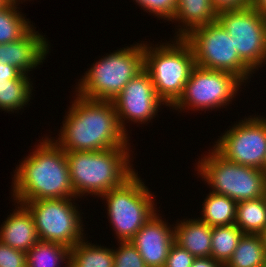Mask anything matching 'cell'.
I'll return each mask as SVG.
<instances>
[{"label":"cell","instance_id":"cell-3","mask_svg":"<svg viewBox=\"0 0 266 267\" xmlns=\"http://www.w3.org/2000/svg\"><path fill=\"white\" fill-rule=\"evenodd\" d=\"M130 147H118L100 151L66 152L70 180L76 197L92 195L100 197L117 188L130 178L135 170ZM87 193V194H85Z\"/></svg>","mask_w":266,"mask_h":267},{"label":"cell","instance_id":"cell-36","mask_svg":"<svg viewBox=\"0 0 266 267\" xmlns=\"http://www.w3.org/2000/svg\"><path fill=\"white\" fill-rule=\"evenodd\" d=\"M10 2L8 0H0V10L8 6Z\"/></svg>","mask_w":266,"mask_h":267},{"label":"cell","instance_id":"cell-21","mask_svg":"<svg viewBox=\"0 0 266 267\" xmlns=\"http://www.w3.org/2000/svg\"><path fill=\"white\" fill-rule=\"evenodd\" d=\"M224 267H266V252L258 234H243Z\"/></svg>","mask_w":266,"mask_h":267},{"label":"cell","instance_id":"cell-26","mask_svg":"<svg viewBox=\"0 0 266 267\" xmlns=\"http://www.w3.org/2000/svg\"><path fill=\"white\" fill-rule=\"evenodd\" d=\"M19 4L10 3L0 10V44L14 42L22 38L34 25L26 15L19 12Z\"/></svg>","mask_w":266,"mask_h":267},{"label":"cell","instance_id":"cell-11","mask_svg":"<svg viewBox=\"0 0 266 267\" xmlns=\"http://www.w3.org/2000/svg\"><path fill=\"white\" fill-rule=\"evenodd\" d=\"M217 21L234 39L240 59L255 73L266 64V18L252 7L224 11Z\"/></svg>","mask_w":266,"mask_h":267},{"label":"cell","instance_id":"cell-39","mask_svg":"<svg viewBox=\"0 0 266 267\" xmlns=\"http://www.w3.org/2000/svg\"><path fill=\"white\" fill-rule=\"evenodd\" d=\"M10 3H15V0H8Z\"/></svg>","mask_w":266,"mask_h":267},{"label":"cell","instance_id":"cell-37","mask_svg":"<svg viewBox=\"0 0 266 267\" xmlns=\"http://www.w3.org/2000/svg\"><path fill=\"white\" fill-rule=\"evenodd\" d=\"M262 171H263L264 174L266 175V156H265V159H264V162H263V168H262Z\"/></svg>","mask_w":266,"mask_h":267},{"label":"cell","instance_id":"cell-33","mask_svg":"<svg viewBox=\"0 0 266 267\" xmlns=\"http://www.w3.org/2000/svg\"><path fill=\"white\" fill-rule=\"evenodd\" d=\"M191 267H224V265L212 257H197L194 258Z\"/></svg>","mask_w":266,"mask_h":267},{"label":"cell","instance_id":"cell-15","mask_svg":"<svg viewBox=\"0 0 266 267\" xmlns=\"http://www.w3.org/2000/svg\"><path fill=\"white\" fill-rule=\"evenodd\" d=\"M45 35H41L32 27L22 38L0 44V63L10 64L28 75L36 66L43 64L49 53Z\"/></svg>","mask_w":266,"mask_h":267},{"label":"cell","instance_id":"cell-29","mask_svg":"<svg viewBox=\"0 0 266 267\" xmlns=\"http://www.w3.org/2000/svg\"><path fill=\"white\" fill-rule=\"evenodd\" d=\"M0 267H26V253L0 242Z\"/></svg>","mask_w":266,"mask_h":267},{"label":"cell","instance_id":"cell-31","mask_svg":"<svg viewBox=\"0 0 266 267\" xmlns=\"http://www.w3.org/2000/svg\"><path fill=\"white\" fill-rule=\"evenodd\" d=\"M217 14L224 11L242 10L251 7L252 0H211Z\"/></svg>","mask_w":266,"mask_h":267},{"label":"cell","instance_id":"cell-24","mask_svg":"<svg viewBox=\"0 0 266 267\" xmlns=\"http://www.w3.org/2000/svg\"><path fill=\"white\" fill-rule=\"evenodd\" d=\"M28 75L23 74L19 79L8 80L0 84V110L17 112L28 105L34 86Z\"/></svg>","mask_w":266,"mask_h":267},{"label":"cell","instance_id":"cell-30","mask_svg":"<svg viewBox=\"0 0 266 267\" xmlns=\"http://www.w3.org/2000/svg\"><path fill=\"white\" fill-rule=\"evenodd\" d=\"M194 256L175 242L171 245L164 267H191Z\"/></svg>","mask_w":266,"mask_h":267},{"label":"cell","instance_id":"cell-22","mask_svg":"<svg viewBox=\"0 0 266 267\" xmlns=\"http://www.w3.org/2000/svg\"><path fill=\"white\" fill-rule=\"evenodd\" d=\"M84 238L70 249L69 267H114L113 248L88 243Z\"/></svg>","mask_w":266,"mask_h":267},{"label":"cell","instance_id":"cell-1","mask_svg":"<svg viewBox=\"0 0 266 267\" xmlns=\"http://www.w3.org/2000/svg\"><path fill=\"white\" fill-rule=\"evenodd\" d=\"M76 96L64 117L59 137L53 139L65 152L131 147L129 133L121 129L112 101Z\"/></svg>","mask_w":266,"mask_h":267},{"label":"cell","instance_id":"cell-34","mask_svg":"<svg viewBox=\"0 0 266 267\" xmlns=\"http://www.w3.org/2000/svg\"><path fill=\"white\" fill-rule=\"evenodd\" d=\"M251 7L266 18V0H252Z\"/></svg>","mask_w":266,"mask_h":267},{"label":"cell","instance_id":"cell-35","mask_svg":"<svg viewBox=\"0 0 266 267\" xmlns=\"http://www.w3.org/2000/svg\"><path fill=\"white\" fill-rule=\"evenodd\" d=\"M260 236V239L262 241V245L264 247V250L266 252V228L258 234Z\"/></svg>","mask_w":266,"mask_h":267},{"label":"cell","instance_id":"cell-2","mask_svg":"<svg viewBox=\"0 0 266 267\" xmlns=\"http://www.w3.org/2000/svg\"><path fill=\"white\" fill-rule=\"evenodd\" d=\"M39 143L16 167L11 190L15 203L77 198L70 180L66 152L51 137L46 136Z\"/></svg>","mask_w":266,"mask_h":267},{"label":"cell","instance_id":"cell-16","mask_svg":"<svg viewBox=\"0 0 266 267\" xmlns=\"http://www.w3.org/2000/svg\"><path fill=\"white\" fill-rule=\"evenodd\" d=\"M17 206L0 227V242L26 253L39 238L29 210L23 204Z\"/></svg>","mask_w":266,"mask_h":267},{"label":"cell","instance_id":"cell-6","mask_svg":"<svg viewBox=\"0 0 266 267\" xmlns=\"http://www.w3.org/2000/svg\"><path fill=\"white\" fill-rule=\"evenodd\" d=\"M144 183L135 172L122 185L100 196L107 201V214L117 242L130 241L157 212L154 195Z\"/></svg>","mask_w":266,"mask_h":267},{"label":"cell","instance_id":"cell-18","mask_svg":"<svg viewBox=\"0 0 266 267\" xmlns=\"http://www.w3.org/2000/svg\"><path fill=\"white\" fill-rule=\"evenodd\" d=\"M211 0H177L176 13L171 22L178 25L174 38H184L195 28L217 21ZM180 21V22H179Z\"/></svg>","mask_w":266,"mask_h":267},{"label":"cell","instance_id":"cell-19","mask_svg":"<svg viewBox=\"0 0 266 267\" xmlns=\"http://www.w3.org/2000/svg\"><path fill=\"white\" fill-rule=\"evenodd\" d=\"M236 208L235 200L210 191L203 203V216L198 219L211 227L232 225L235 224Z\"/></svg>","mask_w":266,"mask_h":267},{"label":"cell","instance_id":"cell-27","mask_svg":"<svg viewBox=\"0 0 266 267\" xmlns=\"http://www.w3.org/2000/svg\"><path fill=\"white\" fill-rule=\"evenodd\" d=\"M118 243V250L113 249L114 267H147L138 250L130 241Z\"/></svg>","mask_w":266,"mask_h":267},{"label":"cell","instance_id":"cell-23","mask_svg":"<svg viewBox=\"0 0 266 267\" xmlns=\"http://www.w3.org/2000/svg\"><path fill=\"white\" fill-rule=\"evenodd\" d=\"M235 225L244 234H259L266 228L265 196L237 202Z\"/></svg>","mask_w":266,"mask_h":267},{"label":"cell","instance_id":"cell-38","mask_svg":"<svg viewBox=\"0 0 266 267\" xmlns=\"http://www.w3.org/2000/svg\"><path fill=\"white\" fill-rule=\"evenodd\" d=\"M24 2L26 1V0H23ZM20 2H22V0L20 1V0H15V3L17 4H20Z\"/></svg>","mask_w":266,"mask_h":267},{"label":"cell","instance_id":"cell-14","mask_svg":"<svg viewBox=\"0 0 266 267\" xmlns=\"http://www.w3.org/2000/svg\"><path fill=\"white\" fill-rule=\"evenodd\" d=\"M155 213L133 236L136 247L147 267H164L174 241V227Z\"/></svg>","mask_w":266,"mask_h":267},{"label":"cell","instance_id":"cell-32","mask_svg":"<svg viewBox=\"0 0 266 267\" xmlns=\"http://www.w3.org/2000/svg\"><path fill=\"white\" fill-rule=\"evenodd\" d=\"M23 73L10 64L0 63V84L8 83V80L19 79Z\"/></svg>","mask_w":266,"mask_h":267},{"label":"cell","instance_id":"cell-17","mask_svg":"<svg viewBox=\"0 0 266 267\" xmlns=\"http://www.w3.org/2000/svg\"><path fill=\"white\" fill-rule=\"evenodd\" d=\"M212 227L197 219H183L174 226V241L195 258L210 257Z\"/></svg>","mask_w":266,"mask_h":267},{"label":"cell","instance_id":"cell-9","mask_svg":"<svg viewBox=\"0 0 266 267\" xmlns=\"http://www.w3.org/2000/svg\"><path fill=\"white\" fill-rule=\"evenodd\" d=\"M75 199H41L23 203L33 217L39 240L59 243L71 249L86 238L83 235V218L74 205Z\"/></svg>","mask_w":266,"mask_h":267},{"label":"cell","instance_id":"cell-8","mask_svg":"<svg viewBox=\"0 0 266 267\" xmlns=\"http://www.w3.org/2000/svg\"><path fill=\"white\" fill-rule=\"evenodd\" d=\"M184 39L192 47L195 65L232 73L245 83L252 77L254 72L240 59L234 39L218 21L195 28Z\"/></svg>","mask_w":266,"mask_h":267},{"label":"cell","instance_id":"cell-13","mask_svg":"<svg viewBox=\"0 0 266 267\" xmlns=\"http://www.w3.org/2000/svg\"><path fill=\"white\" fill-rule=\"evenodd\" d=\"M112 102L120 127L125 133L128 132L125 121L145 124L155 118L159 107L166 105L156 94L151 77L145 69L133 77Z\"/></svg>","mask_w":266,"mask_h":267},{"label":"cell","instance_id":"cell-20","mask_svg":"<svg viewBox=\"0 0 266 267\" xmlns=\"http://www.w3.org/2000/svg\"><path fill=\"white\" fill-rule=\"evenodd\" d=\"M69 263L70 248L59 243L39 240L26 252V267H69Z\"/></svg>","mask_w":266,"mask_h":267},{"label":"cell","instance_id":"cell-7","mask_svg":"<svg viewBox=\"0 0 266 267\" xmlns=\"http://www.w3.org/2000/svg\"><path fill=\"white\" fill-rule=\"evenodd\" d=\"M211 150V152H210ZM197 162V173L212 192L236 202L261 198L265 195L266 175L261 169L226 160L214 148Z\"/></svg>","mask_w":266,"mask_h":267},{"label":"cell","instance_id":"cell-5","mask_svg":"<svg viewBox=\"0 0 266 267\" xmlns=\"http://www.w3.org/2000/svg\"><path fill=\"white\" fill-rule=\"evenodd\" d=\"M175 39V40H174ZM155 47L144 43V69L149 73L156 94L169 108L179 99L195 66L192 47L184 38Z\"/></svg>","mask_w":266,"mask_h":267},{"label":"cell","instance_id":"cell-25","mask_svg":"<svg viewBox=\"0 0 266 267\" xmlns=\"http://www.w3.org/2000/svg\"><path fill=\"white\" fill-rule=\"evenodd\" d=\"M243 234L235 224L212 227L210 257L225 265L234 253Z\"/></svg>","mask_w":266,"mask_h":267},{"label":"cell","instance_id":"cell-4","mask_svg":"<svg viewBox=\"0 0 266 267\" xmlns=\"http://www.w3.org/2000/svg\"><path fill=\"white\" fill-rule=\"evenodd\" d=\"M120 49L93 63L79 79L75 94L91 100L113 101L144 69V42Z\"/></svg>","mask_w":266,"mask_h":267},{"label":"cell","instance_id":"cell-28","mask_svg":"<svg viewBox=\"0 0 266 267\" xmlns=\"http://www.w3.org/2000/svg\"><path fill=\"white\" fill-rule=\"evenodd\" d=\"M142 10L152 13L159 20L172 21L177 8V0H133Z\"/></svg>","mask_w":266,"mask_h":267},{"label":"cell","instance_id":"cell-12","mask_svg":"<svg viewBox=\"0 0 266 267\" xmlns=\"http://www.w3.org/2000/svg\"><path fill=\"white\" fill-rule=\"evenodd\" d=\"M250 117L225 131L213 148L228 161L262 170L266 156V117Z\"/></svg>","mask_w":266,"mask_h":267},{"label":"cell","instance_id":"cell-10","mask_svg":"<svg viewBox=\"0 0 266 267\" xmlns=\"http://www.w3.org/2000/svg\"><path fill=\"white\" fill-rule=\"evenodd\" d=\"M243 83L232 73L195 65L182 95L171 107L180 112L182 109L208 111L228 106Z\"/></svg>","mask_w":266,"mask_h":267}]
</instances>
